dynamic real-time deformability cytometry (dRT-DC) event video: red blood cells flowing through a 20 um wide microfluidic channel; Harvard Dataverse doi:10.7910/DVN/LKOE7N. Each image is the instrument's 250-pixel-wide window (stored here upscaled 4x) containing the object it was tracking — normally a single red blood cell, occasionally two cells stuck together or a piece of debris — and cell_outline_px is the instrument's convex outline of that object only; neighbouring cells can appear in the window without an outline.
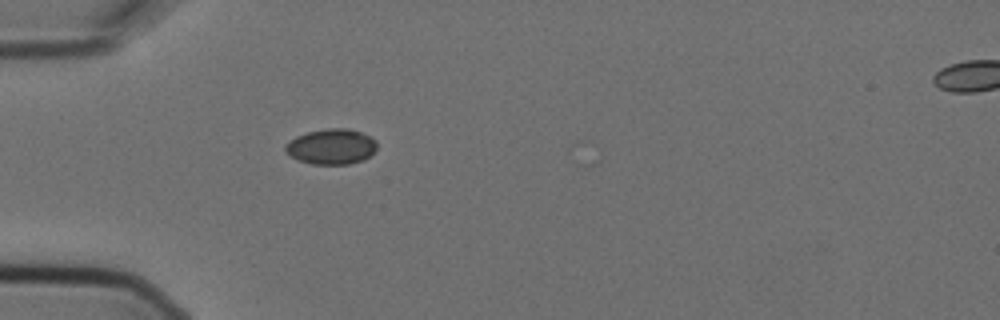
{"species": "Egyptian fruit bat (a non-hibernating species)", "species_latin": "Rousettus aegyptiacus", "temperature_condition": "cold", "stored_images_in_passage": 4, "segment_of_instrument_passage": [1, 2], "camera_frame_rate_fps": 3000, "um_per_image_px": 0.085, "animal": {"sex": "female"}, "frame": {"image": 1, "passage_image": 3, "time_ms": 0.667, "image_size_px": [1000, 320], "cell_outline_px": [[376, 148], [364, 160], [348, 164], [312, 164], [288, 156], [284, 152], [284, 144], [296, 136], [308, 132], [328, 128], [344, 128], [360, 132], [376, 140]], "centroid_in_image_um": [28.11, 12.47], "position_along_channel_um": 56.9, "area_um2": 18.84}}